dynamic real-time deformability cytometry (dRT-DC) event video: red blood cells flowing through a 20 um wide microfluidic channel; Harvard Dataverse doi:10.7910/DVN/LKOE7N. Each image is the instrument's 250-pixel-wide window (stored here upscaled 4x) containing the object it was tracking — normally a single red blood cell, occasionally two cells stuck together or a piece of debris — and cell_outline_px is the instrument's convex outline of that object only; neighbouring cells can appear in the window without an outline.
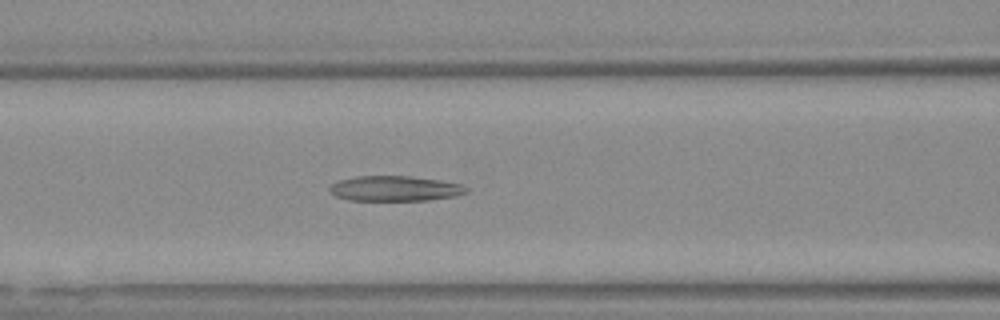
{"species": "Egyptian fruit bat (a non-hibernating species)", "species_latin": "Rousettus aegyptiacus", "temperature_condition": "warm", "stored_images_in_passage": 54, "camera_frame_rate_fps": 3000, "um_per_image_px": 0.085, "animal": {"sex": "female"}, "frame": {"image": 1, "passage_image": 22, "time_ms": 7.0, "image_size_px": [1000, 320], "cell_outline_px": [[468, 192], [456, 196], [428, 200], [348, 200], [336, 196], [328, 188], [332, 184], [340, 180], [356, 176], [412, 176], [460, 184], [468, 188]], "centroid_in_image_um": [33.57, 16.02], "position_along_channel_um": 133.0, "area_um2": 19.88}}
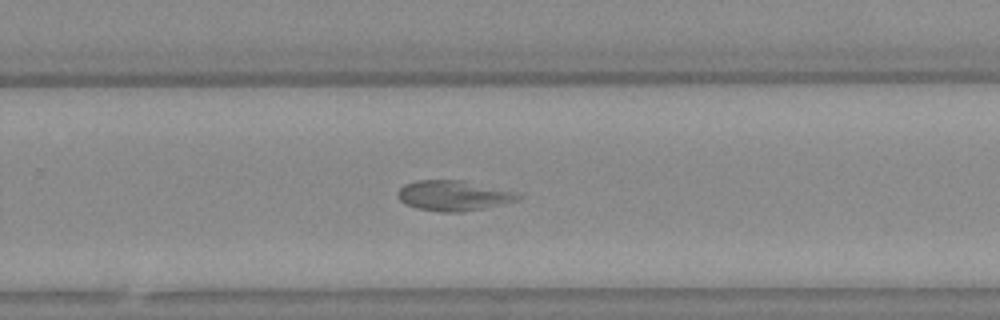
{"frame": {"image": 2, "passage_image": 35, "time_ms": 11.333, "image_size_px": [1000, 320], "cell_outline_px": [[524, 196], [520, 200], [484, 208], [460, 212], [436, 212], [416, 208], [404, 204], [400, 200], [396, 192], [404, 184], [416, 180], [460, 180]], "centroid_in_image_um": [38.44, 16.65], "position_along_channel_um": 291.4, "area_um2": 20.87}}
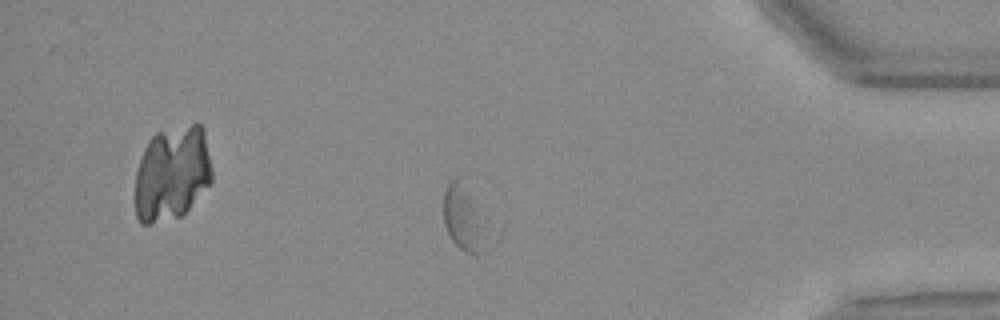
{"frame": {"image": 3, "passage_image": 46, "time_ms": 15.0, "image_size_px": [1000, 320], "cell_outline_px": [[476, 256], [460, 248], [452, 240], [444, 224], [444, 192], [448, 184], [456, 176], [460, 176], [472, 208], [476, 224]], "centroid_in_image_um": [39.08, 18.39], "position_along_channel_um": 396.1, "area_um2": 12.83}}